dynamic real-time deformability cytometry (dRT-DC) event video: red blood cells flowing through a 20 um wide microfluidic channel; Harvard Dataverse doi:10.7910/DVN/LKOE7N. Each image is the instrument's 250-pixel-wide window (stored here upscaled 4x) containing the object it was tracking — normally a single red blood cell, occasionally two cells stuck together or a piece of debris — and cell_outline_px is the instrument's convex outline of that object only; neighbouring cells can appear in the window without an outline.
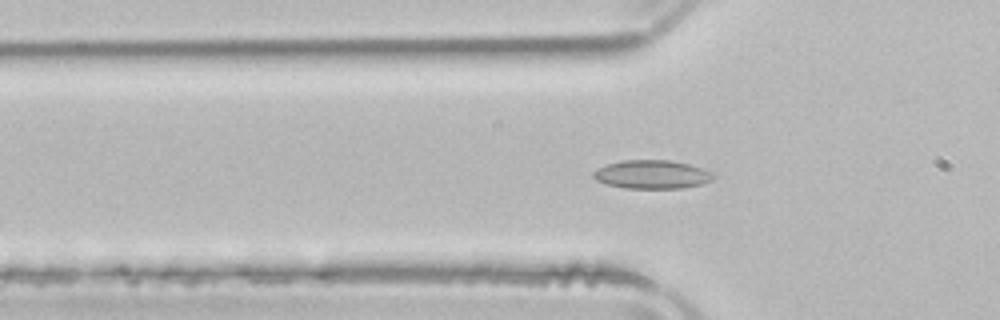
{"species": "common noctule bat (a hibernating species)", "species_latin": "Nyctalus noctula", "temperature_condition": "room temperature", "stored_images_in_passage": 53, "camera_frame_rate_fps": 3000, "um_per_image_px": 0.085, "animal": {"sex": "male", "body_mass_g": 21.5, "forearm_length_mm": 52.0}, "frame": {"image": 1, "passage_image": 17, "time_ms": 5.333, "image_size_px": [1000, 320], "cell_outline_px": [[716, 176], [712, 180], [700, 184], [680, 188], [624, 188], [608, 184], [596, 180], [592, 176], [592, 172], [596, 168], [608, 164], [624, 160], [668, 160], [688, 164], [712, 172]], "centroid_in_image_um": [55.39, 14.82], "position_along_channel_um": 70.4, "area_um2": 19.83}}
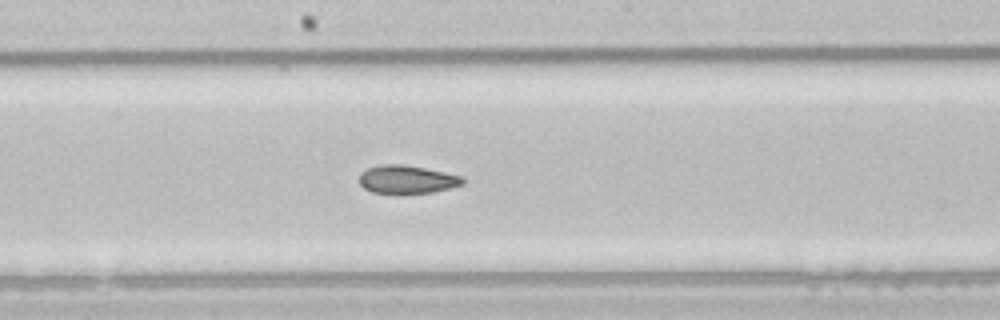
{"frame": {"image": 2, "passage_image": 28, "time_ms": 9.0, "image_size_px": [1000, 320], "cell_outline_px": [[464, 184], [432, 192], [372, 192], [364, 188], [360, 184], [360, 172], [368, 168], [380, 164], [404, 164], [444, 172], [460, 176], [464, 180]], "centroid_in_image_um": [34.56, 15.22], "position_along_channel_um": 213.6, "area_um2": 16.59}}
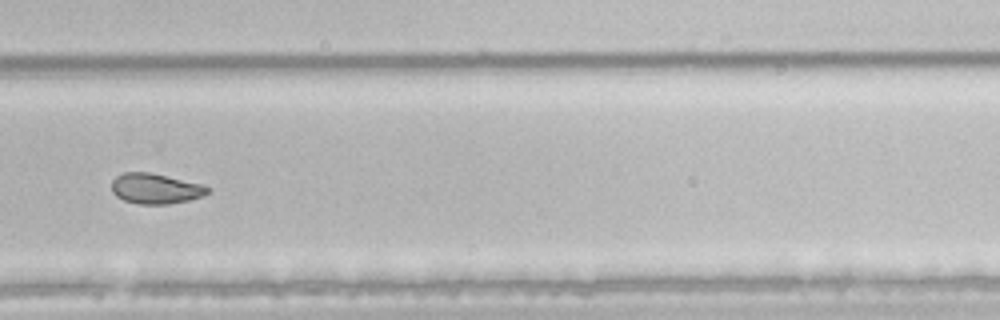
{"frame": {"image": 3, "passage_image": 36, "time_ms": 11.667, "image_size_px": [1000, 320], "cell_outline_px": [[212, 192], [188, 200], [168, 204], [140, 204], [124, 200], [116, 196], [112, 192], [112, 180], [116, 176], [124, 172], [148, 172], [204, 184], [212, 188]], "centroid_in_image_um": [13.24, 16.02], "position_along_channel_um": 316.6, "area_um2": 17.05}, "authors_computed_cell_mechanics": {"area_um2": 19.4208, "velocity_mm_per_s": 3.8935, "shape_relaxation_time_tau1_ms": null, "shape_relaxation_time_tau2_ms": 2.5949, "deformation_change_tau1": null, "deformation_change_tau2": 0.0664}}